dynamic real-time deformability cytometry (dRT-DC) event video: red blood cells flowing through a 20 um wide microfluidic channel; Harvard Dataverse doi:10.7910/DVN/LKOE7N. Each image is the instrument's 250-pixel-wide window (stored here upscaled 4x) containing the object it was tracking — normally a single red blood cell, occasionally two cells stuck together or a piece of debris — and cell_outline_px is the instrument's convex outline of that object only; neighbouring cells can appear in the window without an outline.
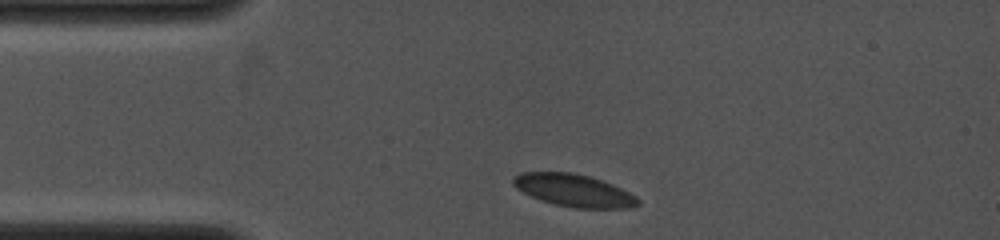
{"species": "common noctule bat (a hibernating species)", "species_latin": "Nyctalus noctula", "temperature_condition": "cold", "stored_images_in_passage": 22, "camera_frame_rate_fps": 4000, "um_per_image_px": 0.085, "animal": {"sex": "female", "body_mass_g": 19.0, "forearm_length_mm": 53.3}, "frame": {"image": 1, "passage_image": 1, "time_ms": 0.0, "image_size_px": [1000, 240], "cell_outline_px": [[640, 204], [628, 208], [572, 208], [540, 200], [516, 188], [512, 184], [512, 180], [520, 172], [572, 172], [588, 176], [612, 184], [636, 196], [640, 200]], "centroid_in_image_um": [48.78, 16.19], "position_along_channel_um": 36.2, "area_um2": 23.41}}
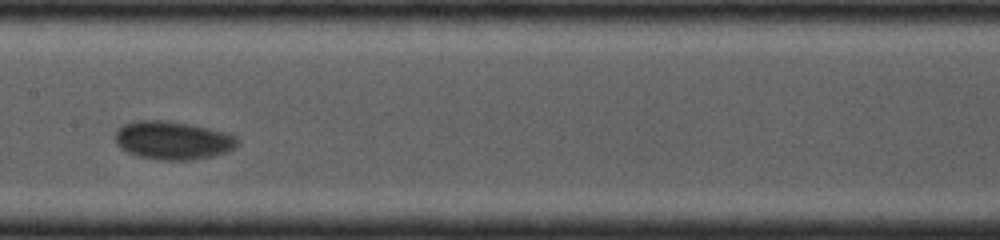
{"frame": {"image": 2, "passage_image": 13, "time_ms": 4.5, "image_size_px": [1000, 240], "cell_outline_px": [[240, 144], [228, 152], [212, 156], [192, 160], [160, 160], [136, 156], [120, 148], [116, 144], [116, 132], [124, 124], [136, 120], [164, 120], [192, 124], [224, 132], [236, 136]], "centroid_in_image_um": [14.7, 11.93], "position_along_channel_um": 192.7, "area_um2": 27.46}}
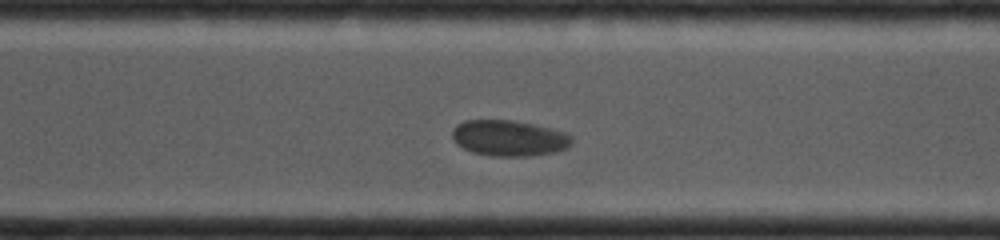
{"frame": {"image": 3, "passage_image": 22, "time_ms": 7.75, "image_size_px": [1000, 240], "cell_outline_px": [[572, 144], [568, 148], [556, 152], [528, 156], [488, 156], [472, 152], [456, 144], [452, 140], [452, 128], [456, 124], [464, 120], [512, 120], [532, 124], [568, 132], [572, 136]], "centroid_in_image_um": [43.26, 11.74], "position_along_channel_um": 327.3, "area_um2": 25.37}}